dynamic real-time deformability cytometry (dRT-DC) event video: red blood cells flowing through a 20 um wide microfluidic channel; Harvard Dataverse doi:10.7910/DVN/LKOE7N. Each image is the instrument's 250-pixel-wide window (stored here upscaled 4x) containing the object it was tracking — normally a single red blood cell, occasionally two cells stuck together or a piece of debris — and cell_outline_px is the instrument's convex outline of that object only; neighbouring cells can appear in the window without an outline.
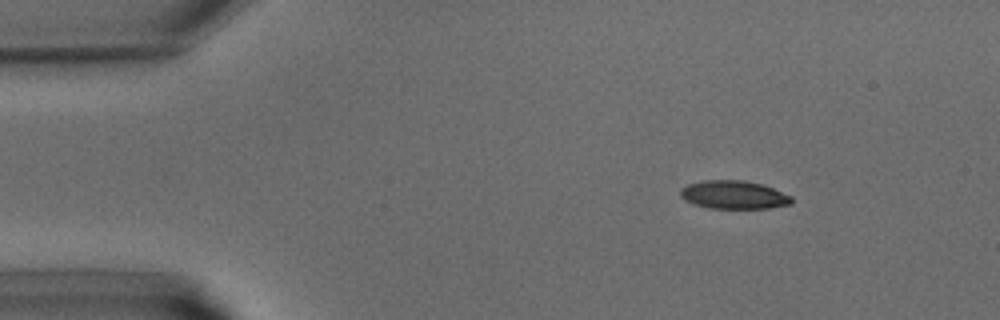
{"species": "common noctule bat (a hibernating species)", "species_latin": "Nyctalus noctula", "temperature_condition": "warm", "stored_images_in_passage": 36, "camera_frame_rate_fps": 3000, "um_per_image_px": 0.085, "animal": {"sex": "male", "body_mass_g": 15.6}, "frame": {"image": 1, "passage_image": 1, "time_ms": 0.0, "image_size_px": [1000, 320], "cell_outline_px": [[792, 204], [768, 208], [708, 208], [684, 200], [680, 196], [680, 188], [688, 184], [704, 180], [744, 180], [764, 184], [792, 196]], "centroid_in_image_um": [62.38, 16.55], "position_along_channel_um": 22.6, "area_um2": 18.44}}
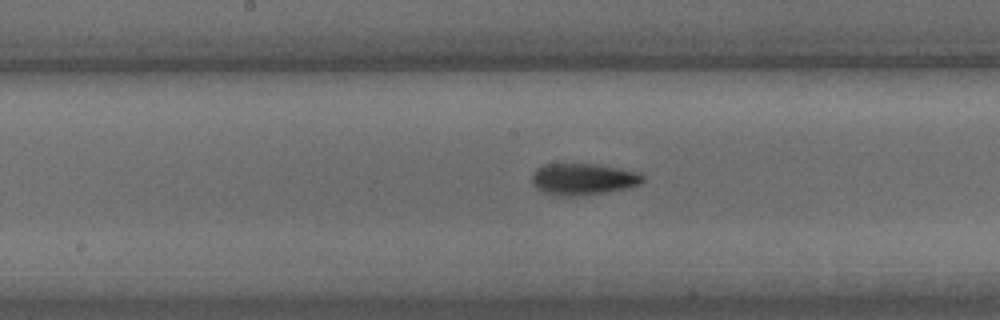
{"frame": {"image": 2, "passage_image": 16, "time_ms": 5.0, "image_size_px": [1000, 320], "cell_outline_px": [[644, 180], [640, 184], [628, 188], [608, 192], [572, 196], [556, 196], [544, 192], [536, 188], [532, 184], [532, 172], [536, 168], [544, 164], [596, 164], [640, 172], [644, 176]], "centroid_in_image_um": [49.56, 15.23], "position_along_channel_um": 198.6, "area_um2": 20.58}}
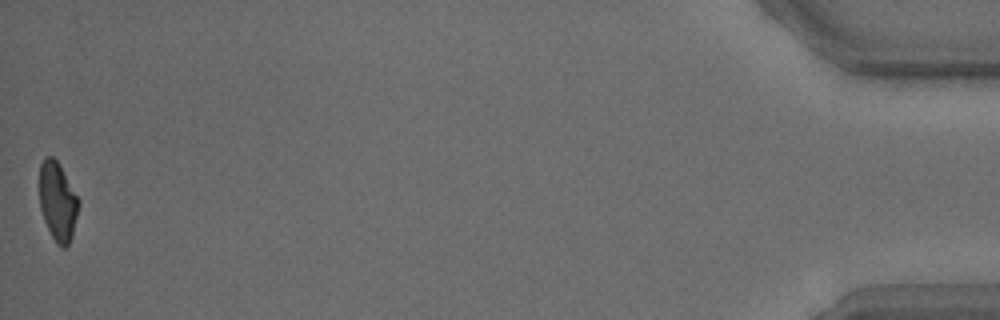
{"frame": {"image": 3, "passage_image": 36, "time_ms": 11.667, "image_size_px": [1000, 320], "cell_outline_px": [[80, 204], [72, 236], [68, 244], [64, 248], [60, 248], [56, 244], [44, 220], [40, 208], [40, 164], [44, 156], [52, 156], [60, 164], [80, 200]], "centroid_in_image_um": [4.92, 17.11], "position_along_channel_um": 430.3, "area_um2": 18.15}}